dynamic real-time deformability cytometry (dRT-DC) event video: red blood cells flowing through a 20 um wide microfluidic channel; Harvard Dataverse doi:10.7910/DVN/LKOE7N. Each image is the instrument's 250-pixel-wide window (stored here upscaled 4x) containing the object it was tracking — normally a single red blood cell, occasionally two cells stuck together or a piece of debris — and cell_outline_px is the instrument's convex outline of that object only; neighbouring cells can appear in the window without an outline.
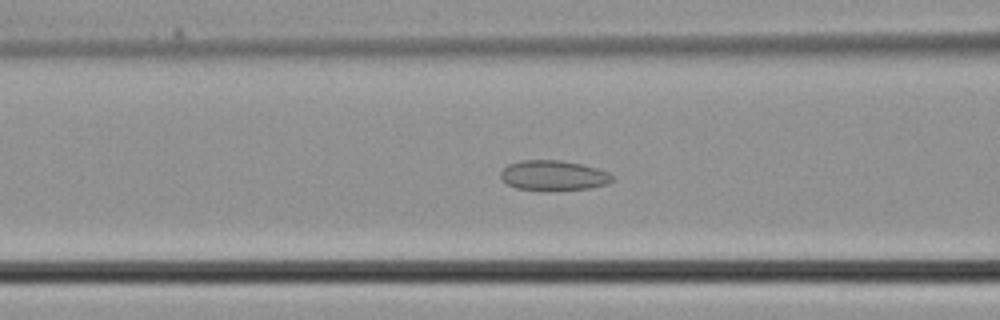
{"species": "common noctule bat (a hibernating species)", "species_latin": "Nyctalus noctula", "temperature_condition": "cold", "stored_images_in_passage": 38, "camera_frame_rate_fps": 3000, "um_per_image_px": 0.085, "animal": {"sex": "male", "body_mass_g": 21.5, "forearm_length_mm": 52.0}, "frame": {"image": 1, "passage_image": 15, "time_ms": 4.667, "image_size_px": [1000, 320], "cell_outline_px": [[612, 180], [608, 184], [588, 188], [540, 192], [516, 188], [500, 180], [500, 172], [508, 164], [520, 160], [560, 160], [584, 164], [608, 172], [612, 176]], "centroid_in_image_um": [46.99, 14.93], "position_along_channel_um": 119.6, "area_um2": 20.0}}
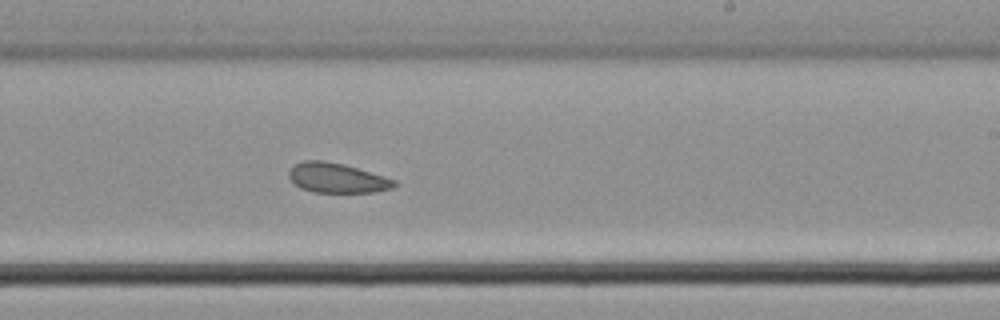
{"frame": {"image": 2, "passage_image": 23, "time_ms": 7.333, "image_size_px": [1000, 320], "cell_outline_px": [[396, 184], [392, 188], [376, 192], [312, 192], [300, 188], [288, 176], [288, 172], [296, 164], [304, 160], [320, 160], [344, 164], [384, 176], [396, 180]], "centroid_in_image_um": [28.65, 15.13], "position_along_channel_um": 260.4, "area_um2": 18.15}}
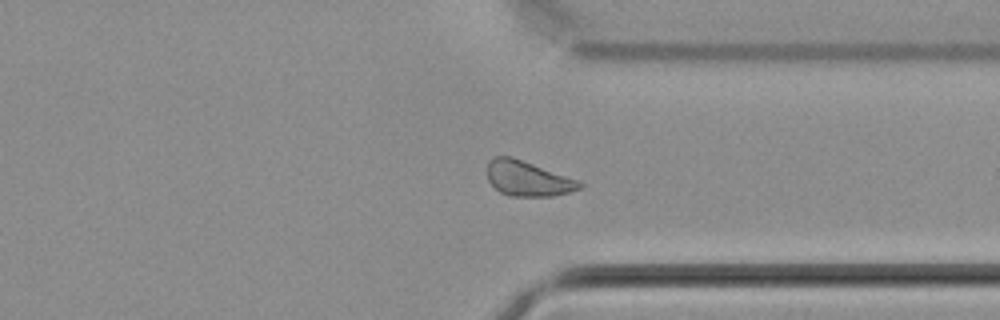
{"frame": {"image": 3, "passage_image": 29, "time_ms": 9.333, "image_size_px": [1000, 320], "cell_outline_px": [[584, 188], [552, 196], [508, 196], [500, 192], [488, 180], [488, 160], [496, 156], [512, 156], [576, 180], [584, 184]], "centroid_in_image_um": [44.84, 15.18], "position_along_channel_um": 366.6, "area_um2": 18.67}}